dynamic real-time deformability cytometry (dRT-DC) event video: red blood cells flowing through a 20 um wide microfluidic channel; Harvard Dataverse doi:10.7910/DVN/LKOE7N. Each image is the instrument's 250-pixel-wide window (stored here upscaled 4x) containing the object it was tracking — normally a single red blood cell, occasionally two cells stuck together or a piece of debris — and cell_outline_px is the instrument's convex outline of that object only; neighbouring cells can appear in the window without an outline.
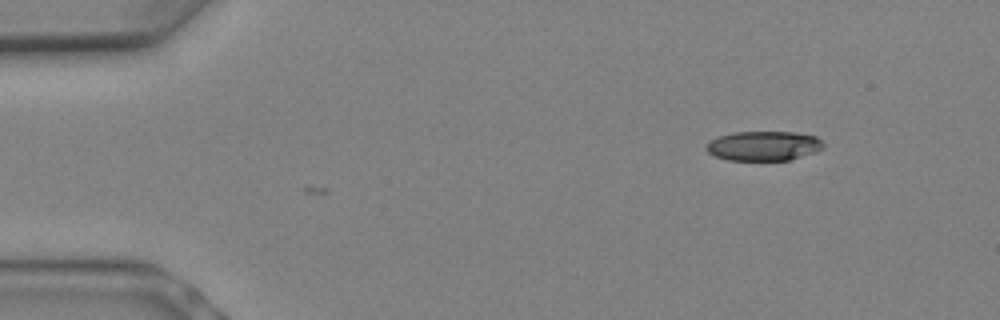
{"species": "Egyptian fruit bat (a non-hibernating species)", "species_latin": "Rousettus aegyptiacus", "temperature_condition": "warm", "stored_images_in_passage": 7, "camera_frame_rate_fps": 3000, "um_per_image_px": 0.085, "animal": {"sex": "female"}, "frame": {"image": 1, "passage_image": 7, "time_ms": 2.0, "image_size_px": [1000, 320], "cell_outline_px": [[824, 148], [816, 152], [788, 160], [728, 160], [716, 156], [708, 152], [704, 148], [704, 144], [708, 140], [732, 132], [796, 132], [816, 136], [824, 144]], "centroid_in_image_um": [64.88, 12.39], "position_along_channel_um": 20.1, "area_um2": 20.35}}